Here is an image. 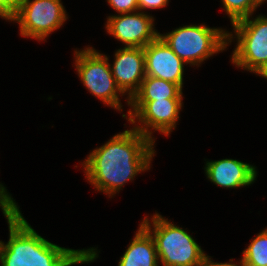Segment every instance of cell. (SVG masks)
<instances>
[{
	"label": "cell",
	"mask_w": 267,
	"mask_h": 266,
	"mask_svg": "<svg viewBox=\"0 0 267 266\" xmlns=\"http://www.w3.org/2000/svg\"><path fill=\"white\" fill-rule=\"evenodd\" d=\"M159 36L187 65L201 66L206 59L228 46V31L204 24L185 25Z\"/></svg>",
	"instance_id": "obj_4"
},
{
	"label": "cell",
	"mask_w": 267,
	"mask_h": 266,
	"mask_svg": "<svg viewBox=\"0 0 267 266\" xmlns=\"http://www.w3.org/2000/svg\"><path fill=\"white\" fill-rule=\"evenodd\" d=\"M233 258H231L228 262H224V263H219V262H214V260L211 259V256L206 255L205 259H204V264L203 266H244L241 259L239 261H235L233 262Z\"/></svg>",
	"instance_id": "obj_20"
},
{
	"label": "cell",
	"mask_w": 267,
	"mask_h": 266,
	"mask_svg": "<svg viewBox=\"0 0 267 266\" xmlns=\"http://www.w3.org/2000/svg\"><path fill=\"white\" fill-rule=\"evenodd\" d=\"M204 172L211 183L227 189L250 186L258 177L255 166L229 158L206 161Z\"/></svg>",
	"instance_id": "obj_12"
},
{
	"label": "cell",
	"mask_w": 267,
	"mask_h": 266,
	"mask_svg": "<svg viewBox=\"0 0 267 266\" xmlns=\"http://www.w3.org/2000/svg\"><path fill=\"white\" fill-rule=\"evenodd\" d=\"M253 73L267 79V61L260 65Z\"/></svg>",
	"instance_id": "obj_21"
},
{
	"label": "cell",
	"mask_w": 267,
	"mask_h": 266,
	"mask_svg": "<svg viewBox=\"0 0 267 266\" xmlns=\"http://www.w3.org/2000/svg\"><path fill=\"white\" fill-rule=\"evenodd\" d=\"M263 4H264V2L266 3L267 2V0H260Z\"/></svg>",
	"instance_id": "obj_22"
},
{
	"label": "cell",
	"mask_w": 267,
	"mask_h": 266,
	"mask_svg": "<svg viewBox=\"0 0 267 266\" xmlns=\"http://www.w3.org/2000/svg\"><path fill=\"white\" fill-rule=\"evenodd\" d=\"M183 90L175 83L145 76L130 100L183 99Z\"/></svg>",
	"instance_id": "obj_14"
},
{
	"label": "cell",
	"mask_w": 267,
	"mask_h": 266,
	"mask_svg": "<svg viewBox=\"0 0 267 266\" xmlns=\"http://www.w3.org/2000/svg\"><path fill=\"white\" fill-rule=\"evenodd\" d=\"M182 101L183 99L129 100L130 109L122 117L134 129L155 142L153 131L169 136L176 128L182 111Z\"/></svg>",
	"instance_id": "obj_7"
},
{
	"label": "cell",
	"mask_w": 267,
	"mask_h": 266,
	"mask_svg": "<svg viewBox=\"0 0 267 266\" xmlns=\"http://www.w3.org/2000/svg\"><path fill=\"white\" fill-rule=\"evenodd\" d=\"M147 12L114 14L107 18L105 28L109 35L122 42L124 47L144 48L158 36L154 17Z\"/></svg>",
	"instance_id": "obj_9"
},
{
	"label": "cell",
	"mask_w": 267,
	"mask_h": 266,
	"mask_svg": "<svg viewBox=\"0 0 267 266\" xmlns=\"http://www.w3.org/2000/svg\"><path fill=\"white\" fill-rule=\"evenodd\" d=\"M0 208L9 229L8 242L0 243V266H74L94 262L99 257L100 251L95 247L69 249L39 235L2 183Z\"/></svg>",
	"instance_id": "obj_1"
},
{
	"label": "cell",
	"mask_w": 267,
	"mask_h": 266,
	"mask_svg": "<svg viewBox=\"0 0 267 266\" xmlns=\"http://www.w3.org/2000/svg\"><path fill=\"white\" fill-rule=\"evenodd\" d=\"M110 68L117 87L124 95H128L125 101L129 106V100L139 90L146 76L144 48L123 46L116 50Z\"/></svg>",
	"instance_id": "obj_10"
},
{
	"label": "cell",
	"mask_w": 267,
	"mask_h": 266,
	"mask_svg": "<svg viewBox=\"0 0 267 266\" xmlns=\"http://www.w3.org/2000/svg\"><path fill=\"white\" fill-rule=\"evenodd\" d=\"M118 266H159L154 238L141 223Z\"/></svg>",
	"instance_id": "obj_13"
},
{
	"label": "cell",
	"mask_w": 267,
	"mask_h": 266,
	"mask_svg": "<svg viewBox=\"0 0 267 266\" xmlns=\"http://www.w3.org/2000/svg\"><path fill=\"white\" fill-rule=\"evenodd\" d=\"M146 76L177 84L183 90L184 66L187 65L158 36L144 47Z\"/></svg>",
	"instance_id": "obj_11"
},
{
	"label": "cell",
	"mask_w": 267,
	"mask_h": 266,
	"mask_svg": "<svg viewBox=\"0 0 267 266\" xmlns=\"http://www.w3.org/2000/svg\"><path fill=\"white\" fill-rule=\"evenodd\" d=\"M74 55L73 66L83 86L103 104L122 112L123 105L119 97L125 95L115 83L109 57L89 45L82 50L75 49Z\"/></svg>",
	"instance_id": "obj_5"
},
{
	"label": "cell",
	"mask_w": 267,
	"mask_h": 266,
	"mask_svg": "<svg viewBox=\"0 0 267 266\" xmlns=\"http://www.w3.org/2000/svg\"><path fill=\"white\" fill-rule=\"evenodd\" d=\"M225 14L230 18L231 24L254 15L258 6L263 3L260 0H220Z\"/></svg>",
	"instance_id": "obj_16"
},
{
	"label": "cell",
	"mask_w": 267,
	"mask_h": 266,
	"mask_svg": "<svg viewBox=\"0 0 267 266\" xmlns=\"http://www.w3.org/2000/svg\"><path fill=\"white\" fill-rule=\"evenodd\" d=\"M242 254L244 266H267V228L253 238Z\"/></svg>",
	"instance_id": "obj_15"
},
{
	"label": "cell",
	"mask_w": 267,
	"mask_h": 266,
	"mask_svg": "<svg viewBox=\"0 0 267 266\" xmlns=\"http://www.w3.org/2000/svg\"><path fill=\"white\" fill-rule=\"evenodd\" d=\"M66 13L61 0H22L10 21L18 23L22 37L43 42L64 25L68 19Z\"/></svg>",
	"instance_id": "obj_8"
},
{
	"label": "cell",
	"mask_w": 267,
	"mask_h": 266,
	"mask_svg": "<svg viewBox=\"0 0 267 266\" xmlns=\"http://www.w3.org/2000/svg\"><path fill=\"white\" fill-rule=\"evenodd\" d=\"M107 2L118 14L138 11V0H107Z\"/></svg>",
	"instance_id": "obj_18"
},
{
	"label": "cell",
	"mask_w": 267,
	"mask_h": 266,
	"mask_svg": "<svg viewBox=\"0 0 267 266\" xmlns=\"http://www.w3.org/2000/svg\"><path fill=\"white\" fill-rule=\"evenodd\" d=\"M169 1L170 0H138V11L145 12L148 9H161L166 7Z\"/></svg>",
	"instance_id": "obj_19"
},
{
	"label": "cell",
	"mask_w": 267,
	"mask_h": 266,
	"mask_svg": "<svg viewBox=\"0 0 267 266\" xmlns=\"http://www.w3.org/2000/svg\"><path fill=\"white\" fill-rule=\"evenodd\" d=\"M155 142L133 127L93 149L81 163L94 189L112 198L141 172L150 170Z\"/></svg>",
	"instance_id": "obj_2"
},
{
	"label": "cell",
	"mask_w": 267,
	"mask_h": 266,
	"mask_svg": "<svg viewBox=\"0 0 267 266\" xmlns=\"http://www.w3.org/2000/svg\"><path fill=\"white\" fill-rule=\"evenodd\" d=\"M22 0H0V18L10 22L20 9Z\"/></svg>",
	"instance_id": "obj_17"
},
{
	"label": "cell",
	"mask_w": 267,
	"mask_h": 266,
	"mask_svg": "<svg viewBox=\"0 0 267 266\" xmlns=\"http://www.w3.org/2000/svg\"><path fill=\"white\" fill-rule=\"evenodd\" d=\"M228 46L237 41L231 54V62L237 68L253 73L267 61V16H248L231 24ZM233 40V41H232Z\"/></svg>",
	"instance_id": "obj_6"
},
{
	"label": "cell",
	"mask_w": 267,
	"mask_h": 266,
	"mask_svg": "<svg viewBox=\"0 0 267 266\" xmlns=\"http://www.w3.org/2000/svg\"><path fill=\"white\" fill-rule=\"evenodd\" d=\"M141 224L154 238L162 266H203L207 254L187 229L171 223L157 212L150 218L144 216Z\"/></svg>",
	"instance_id": "obj_3"
}]
</instances>
